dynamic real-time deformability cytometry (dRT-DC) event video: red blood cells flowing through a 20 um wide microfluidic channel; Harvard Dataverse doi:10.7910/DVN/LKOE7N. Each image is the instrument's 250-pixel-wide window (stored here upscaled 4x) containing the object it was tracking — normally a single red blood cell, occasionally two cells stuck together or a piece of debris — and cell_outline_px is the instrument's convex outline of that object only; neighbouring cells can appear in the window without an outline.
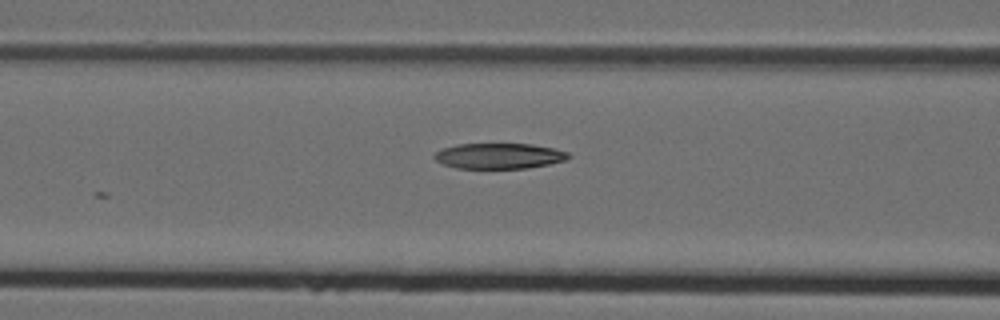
{"species": "Egyptian fruit bat (a non-hibernating species)", "species_latin": "Rousettus aegyptiacus", "temperature_condition": "cold", "stored_images_in_passage": 6, "camera_frame_rate_fps": 3000, "um_per_image_px": 0.085, "animal": {"sex": "female"}, "frame": {"image": 1, "passage_image": 6, "time_ms": 1.667, "image_size_px": [1000, 320], "cell_outline_px": [[572, 156], [568, 160], [528, 168], [456, 168], [444, 164], [436, 160], [432, 156], [436, 152], [444, 148], [456, 144], [532, 144], [552, 148], [568, 152]], "centroid_in_image_um": [42.45, 13.25], "position_along_channel_um": 124.2, "area_um2": 19.94}}